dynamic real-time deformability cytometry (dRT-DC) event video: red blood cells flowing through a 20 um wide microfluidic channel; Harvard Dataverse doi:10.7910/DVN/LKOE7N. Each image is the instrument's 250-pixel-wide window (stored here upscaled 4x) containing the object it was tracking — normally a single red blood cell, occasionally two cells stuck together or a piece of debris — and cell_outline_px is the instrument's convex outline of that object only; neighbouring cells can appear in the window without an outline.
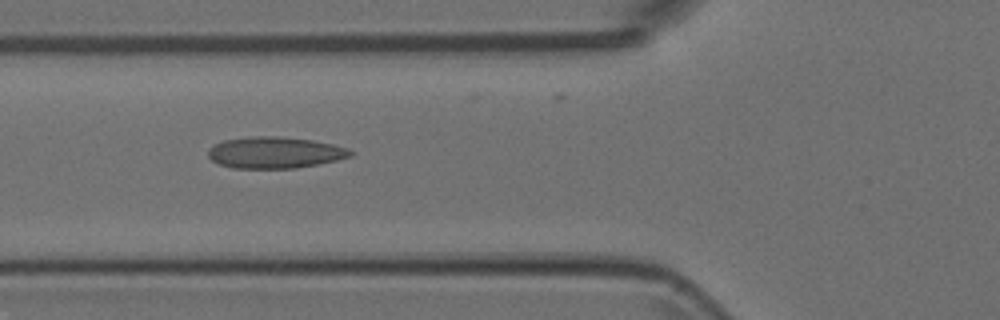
{"species": "Egyptian fruit bat (a non-hibernating species)", "species_latin": "Rousettus aegyptiacus", "temperature_condition": "room temperature", "stored_images_in_passage": 5, "camera_frame_rate_fps": 3000, "um_per_image_px": 0.085, "animal": {"sex": "female"}, "frame": {"image": 1, "passage_image": 2, "time_ms": 0.333, "image_size_px": [1000, 320], "cell_outline_px": [[352, 156], [336, 160], [296, 168], [232, 168], [220, 164], [212, 160], [208, 156], [208, 148], [224, 140], [252, 136], [280, 136], [312, 140], [332, 144], [348, 148], [352, 152]], "centroid_in_image_um": [23.35, 12.96], "position_along_channel_um": 102.5, "area_um2": 25.95}}
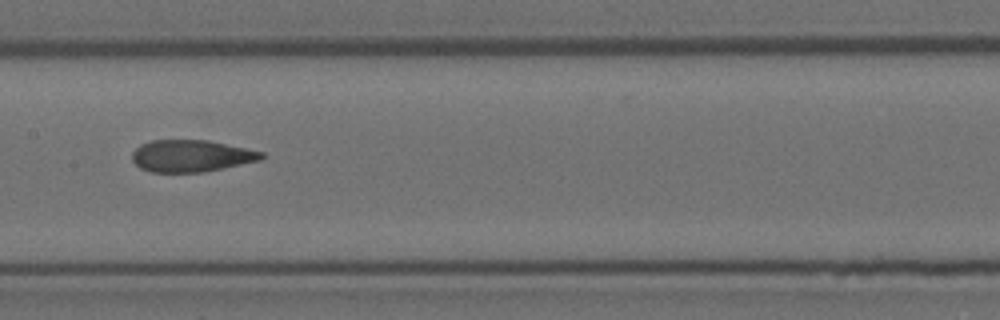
{"frame": {"image": 2, "passage_image": 4, "time_ms": 1.0, "image_size_px": [1000, 320], "cell_outline_px": [[264, 156], [260, 160], [224, 168], [204, 172], [148, 172], [140, 168], [132, 160], [132, 152], [140, 144], [152, 140], [208, 140], [264, 152]], "centroid_in_image_um": [16.23, 13.25], "position_along_channel_um": 191.2, "area_um2": 24.1}}
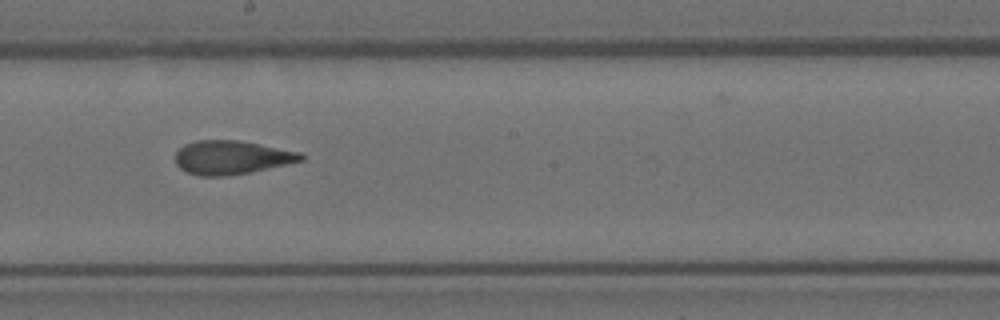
{"frame": {"image": 3, "passage_image": 5, "time_ms": 1.333, "image_size_px": [1000, 320], "cell_outline_px": [[304, 160], [252, 172], [224, 176], [200, 176], [188, 172], [180, 168], [176, 164], [176, 152], [184, 144], [196, 140], [236, 140], [260, 144], [300, 152], [304, 156]], "centroid_in_image_um": [19.68, 13.38], "position_along_channel_um": 228.5, "area_um2": 24.62}}